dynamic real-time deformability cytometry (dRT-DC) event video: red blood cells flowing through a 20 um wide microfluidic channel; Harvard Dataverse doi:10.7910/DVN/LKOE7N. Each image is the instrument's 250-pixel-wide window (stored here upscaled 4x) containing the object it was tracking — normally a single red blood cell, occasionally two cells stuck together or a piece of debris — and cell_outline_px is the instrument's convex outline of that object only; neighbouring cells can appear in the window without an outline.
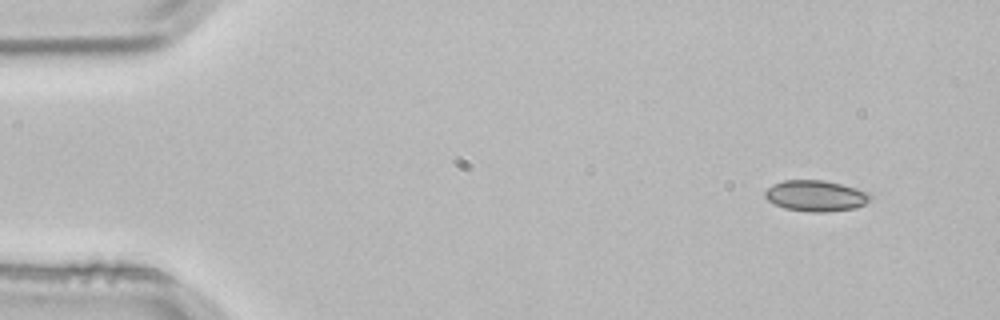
{"species": "common noctule bat (a hibernating species)", "species_latin": "Nyctalus noctula", "temperature_condition": "room temperature", "stored_images_in_passage": 2, "camera_frame_rate_fps": 3000, "um_per_image_px": 0.085, "animal": {"sex": "male", "body_mass_g": 21.5, "forearm_length_mm": 52.0}, "frame": {"image": 1, "passage_image": 1, "time_ms": 0.0, "image_size_px": [1000, 320], "cell_outline_px": [[872, 200], [856, 208], [824, 212], [808, 212], [784, 208], [768, 200], [764, 196], [764, 192], [772, 184], [784, 180], [824, 180], [856, 188], [868, 192], [872, 196]], "centroid_in_image_um": [69.35, 16.64], "position_along_channel_um": 15.6, "area_um2": 19.07}}